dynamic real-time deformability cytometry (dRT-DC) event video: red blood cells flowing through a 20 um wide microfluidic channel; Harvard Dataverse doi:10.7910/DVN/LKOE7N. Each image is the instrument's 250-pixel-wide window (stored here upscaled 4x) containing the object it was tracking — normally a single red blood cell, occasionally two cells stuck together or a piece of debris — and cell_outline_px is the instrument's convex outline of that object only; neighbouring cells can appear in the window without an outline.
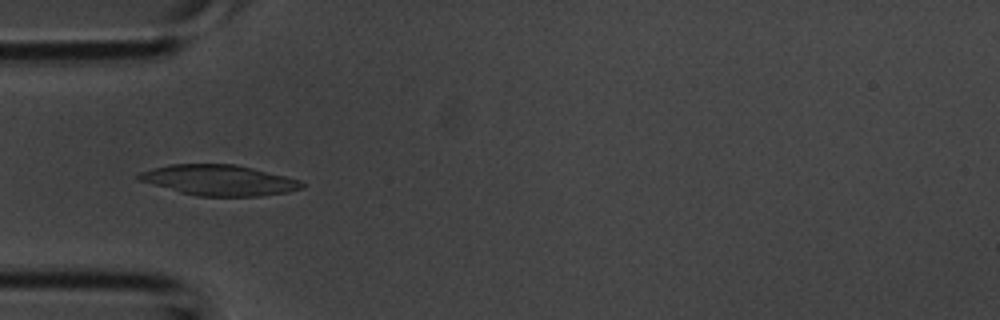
{"species": "common noctule bat (a hibernating species)", "species_latin": "Nyctalus noctula", "temperature_condition": "room temperature", "stored_images_in_passage": 35, "camera_frame_rate_fps": 3000, "um_per_image_px": 0.085, "animal": {"sex": "male", "body_mass_g": 20.1, "forearm_length_mm": 53.5}, "frame": {"image": 1, "passage_image": 6, "time_ms": 1.667, "image_size_px": [1000, 320], "cell_outline_px": [[304, 188], [288, 192], [260, 196], [196, 196], [180, 192], [136, 180], [136, 176], [140, 172], [152, 168], [168, 164], [236, 164], [300, 180], [304, 184]], "centroid_in_image_um": [18.58, 15.31], "position_along_channel_um": 66.4, "area_um2": 29.07}}
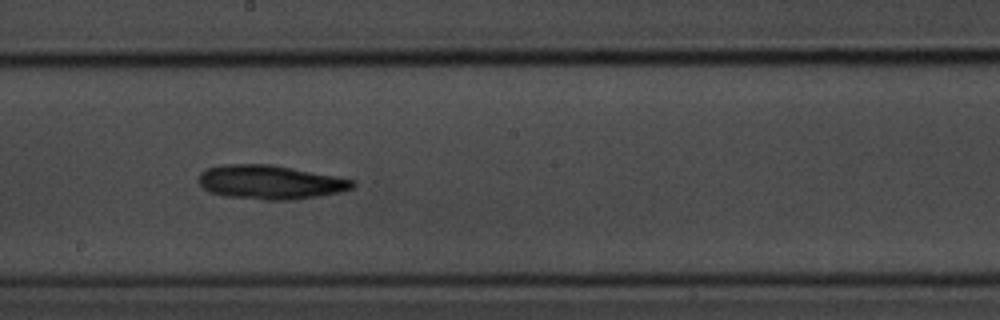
{"frame": {"image": 2, "passage_image": 16, "time_ms": 5.0, "image_size_px": [1000, 320], "cell_outline_px": [[356, 184], [352, 188], [340, 192], [296, 200], [264, 200], [228, 196], [212, 192], [204, 188], [200, 184], [200, 172], [208, 168], [228, 164], [272, 164], [336, 176], [356, 180]], "centroid_in_image_um": [23.03, 15.48], "position_along_channel_um": 225.2, "area_um2": 30.4}}
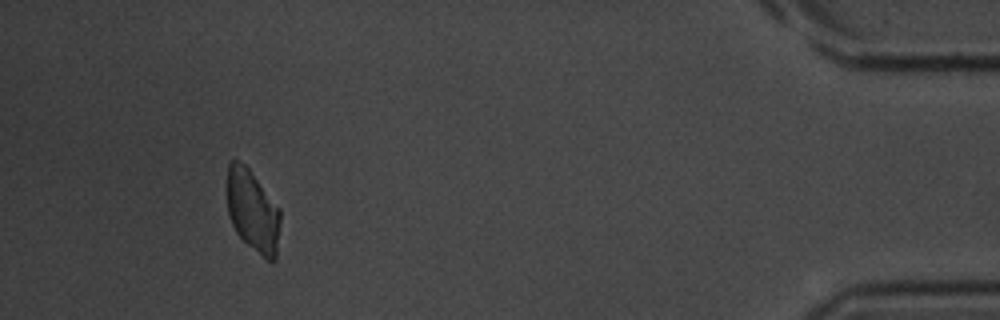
{"frame": {"image": 3, "passage_image": 32, "time_ms": 10.333, "image_size_px": [1000, 320], "cell_outline_px": [[280, 220], [276, 260], [272, 264], [248, 244], [236, 232], [228, 216], [228, 164], [232, 160], [236, 160], [244, 164], [248, 168], [280, 208]], "centroid_in_image_um": [21.5, 17.95], "position_along_channel_um": 413.7, "area_um2": 25.2}}